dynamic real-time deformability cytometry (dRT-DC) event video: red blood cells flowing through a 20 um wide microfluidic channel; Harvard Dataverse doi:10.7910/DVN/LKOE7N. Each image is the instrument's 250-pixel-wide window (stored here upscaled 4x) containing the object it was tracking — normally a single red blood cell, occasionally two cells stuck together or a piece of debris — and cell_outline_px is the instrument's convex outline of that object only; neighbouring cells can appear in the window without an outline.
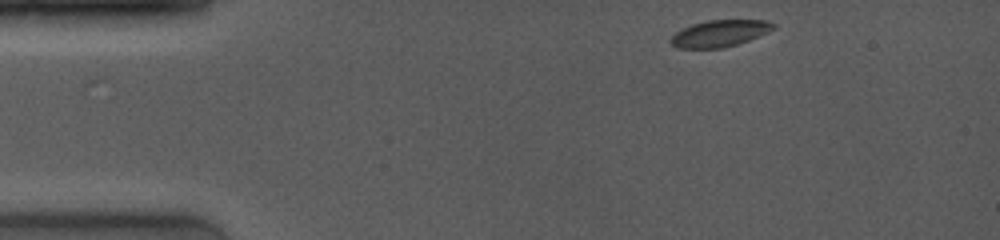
{"species": "common noctule bat (a hibernating species)", "species_latin": "Nyctalus noctula", "temperature_condition": "room temperature", "stored_images_in_passage": 7, "camera_frame_rate_fps": 4000, "um_per_image_px": 0.085, "animal": {"sex": "female", "body_mass_g": 19.0, "forearm_length_mm": 53.3}, "frame": {"image": 1, "passage_image": 1, "time_ms": 0.0, "image_size_px": [1000, 240], "cell_outline_px": [[776, 28], [768, 32], [748, 40], [724, 48], [676, 48], [668, 40], [676, 32], [692, 24], [708, 20], [768, 20], [776, 24]], "centroid_in_image_um": [61.19, 2.83], "position_along_channel_um": 23.8, "area_um2": 15.95}}
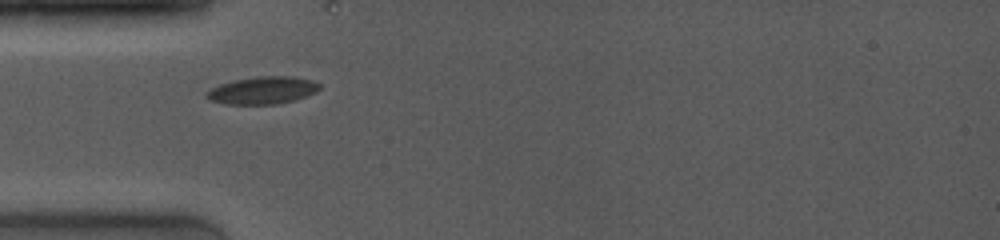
{"frame": {"image": 2, "passage_image": 5, "time_ms": 2.75, "image_size_px": [1000, 240], "cell_outline_px": [[320, 88], [316, 92], [292, 100], [276, 104], [224, 104], [208, 100], [204, 96], [204, 92], [220, 84], [236, 80], [256, 76], [288, 76], [312, 80], [320, 84]], "centroid_in_image_um": [22.26, 7.68], "position_along_channel_um": 62.7, "area_um2": 17.98}}